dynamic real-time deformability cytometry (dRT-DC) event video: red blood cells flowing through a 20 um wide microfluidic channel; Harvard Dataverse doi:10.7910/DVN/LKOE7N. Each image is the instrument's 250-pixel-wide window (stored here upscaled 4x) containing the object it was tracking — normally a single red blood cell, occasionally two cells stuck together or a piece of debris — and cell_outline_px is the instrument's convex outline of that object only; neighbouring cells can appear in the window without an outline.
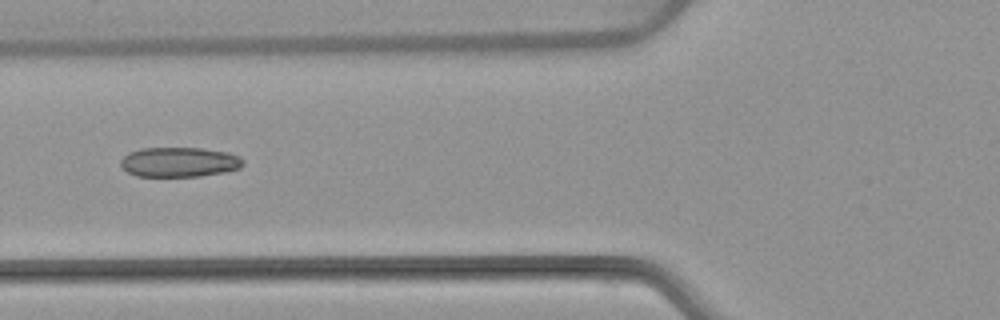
{"species": "common noctule bat (a hibernating species)", "species_latin": "Nyctalus noctula", "temperature_condition": "warm", "stored_images_in_passage": 8, "camera_frame_rate_fps": 3000, "um_per_image_px": 0.085, "animal": {"sex": "female", "body_mass_g": 22.7, "forearm_length_mm": 54.2}, "frame": {"image": 1, "passage_image": 6, "time_ms": 6.333, "image_size_px": [1000, 320], "cell_outline_px": [[244, 164], [240, 168], [224, 172], [200, 176], [136, 176], [128, 172], [120, 164], [120, 160], [128, 152], [140, 148], [200, 148], [228, 152], [240, 156], [244, 160]], "centroid_in_image_um": [15.25, 13.77], "position_along_channel_um": 110.6, "area_um2": 21.33}}
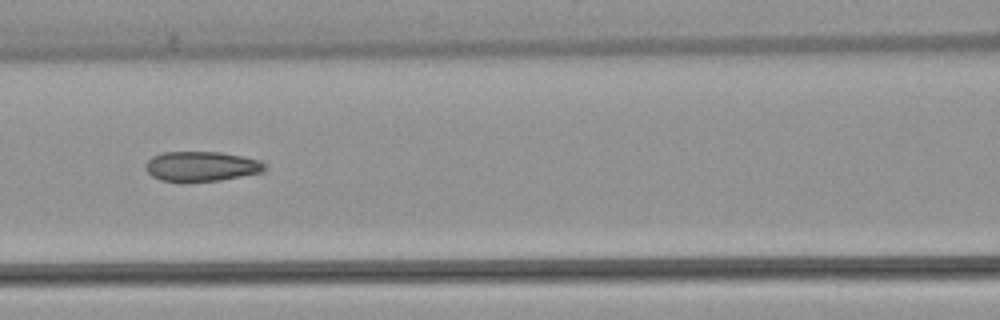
{"frame": {"image": 2, "passage_image": 7, "time_ms": 7.333, "image_size_px": [1000, 320], "cell_outline_px": [[268, 168], [264, 172], [220, 180], [160, 180], [152, 176], [144, 168], [144, 164], [152, 156], [164, 152], [220, 152], [244, 156], [260, 160]], "centroid_in_image_um": [17.15, 14.11], "position_along_channel_um": 149.4, "area_um2": 20.58}}
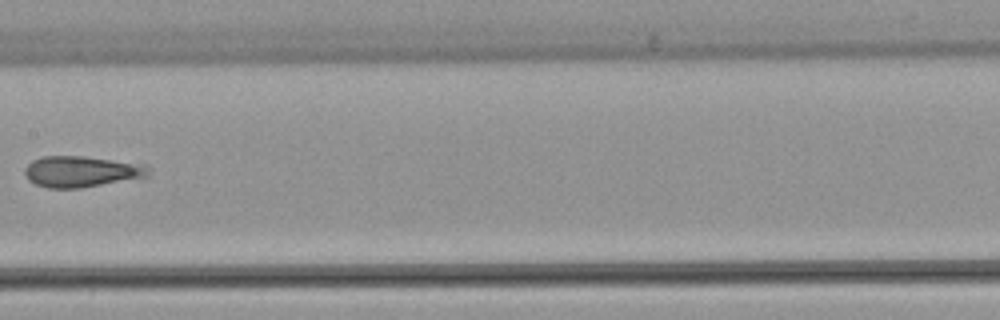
{"frame": {"image": 3, "passage_image": 8, "time_ms": 8.667, "image_size_px": [1000, 320], "cell_outline_px": [[148, 176], [80, 188], [48, 188], [36, 184], [28, 180], [24, 176], [24, 168], [32, 160], [44, 156], [84, 156], [148, 164]], "centroid_in_image_um": [6.89, 14.57], "position_along_channel_um": 200.5, "area_um2": 22.43}}